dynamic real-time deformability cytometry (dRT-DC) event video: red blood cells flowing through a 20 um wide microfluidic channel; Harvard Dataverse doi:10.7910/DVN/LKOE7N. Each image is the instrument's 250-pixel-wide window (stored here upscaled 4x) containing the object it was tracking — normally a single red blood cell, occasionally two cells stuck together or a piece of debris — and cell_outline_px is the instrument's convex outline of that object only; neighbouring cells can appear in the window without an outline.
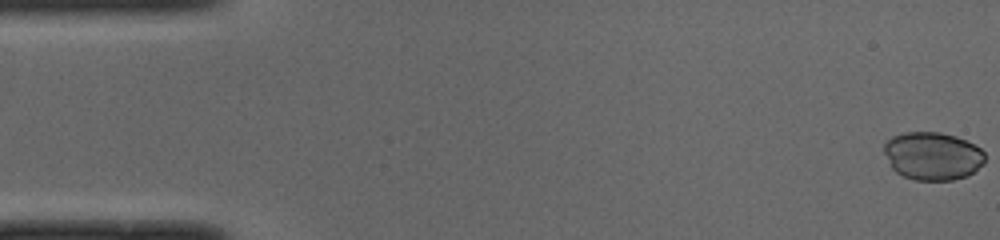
{"species": "common noctule bat (a hibernating species)", "species_latin": "Nyctalus noctula", "temperature_condition": "cold", "stored_images_in_passage": 50, "camera_frame_rate_fps": 3000, "um_per_image_px": 0.085, "animal": {"sex": "male", "body_mass_g": 19.0, "forearm_length_mm": 50.8}, "frame": {"image": 1, "passage_image": 1, "time_ms": 0.0, "image_size_px": [1000, 240], "cell_outline_px": [[984, 164], [968, 176], [952, 180], [916, 180], [904, 176], [896, 172], [892, 168], [884, 152], [884, 144], [892, 136], [904, 132], [940, 132], [956, 136], [980, 148], [984, 152]], "centroid_in_image_um": [79.27, 13.26], "position_along_channel_um": 5.7, "area_um2": 28.21}}
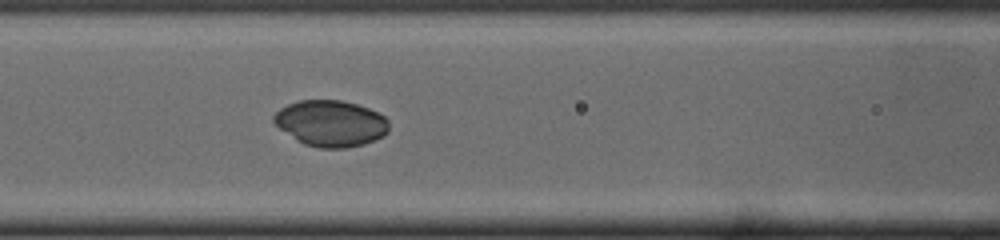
{"frame": {"image": 2, "passage_image": 21, "time_ms": 6.667, "image_size_px": [1000, 240], "cell_outline_px": [[388, 132], [384, 136], [364, 144], [348, 148], [320, 148], [304, 144], [296, 140], [280, 128], [272, 120], [272, 116], [280, 108], [288, 104], [300, 100], [340, 100], [356, 104], [368, 108], [384, 116], [388, 120]], "centroid_in_image_um": [28.11, 10.49], "position_along_channel_um": 138.5, "area_um2": 30.98}}
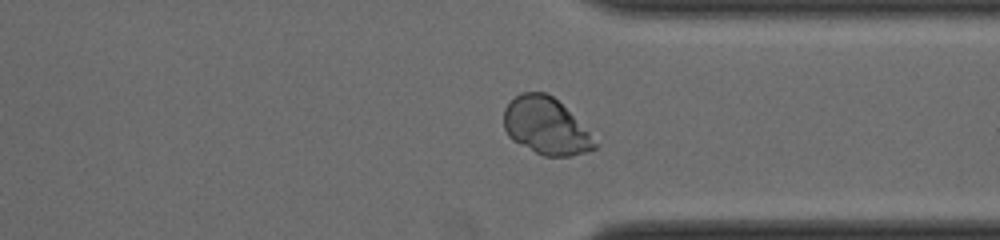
{"frame": {"image": 3, "passage_image": 38, "time_ms": 12.333, "image_size_px": [1000, 240], "cell_outline_px": [[600, 144], [596, 148], [584, 152], [568, 156], [544, 156], [512, 140], [508, 136], [504, 128], [504, 108], [520, 92], [544, 92], [552, 96]], "centroid_in_image_um": [46.37, 10.73], "position_along_channel_um": 365.0, "area_um2": 29.54}}